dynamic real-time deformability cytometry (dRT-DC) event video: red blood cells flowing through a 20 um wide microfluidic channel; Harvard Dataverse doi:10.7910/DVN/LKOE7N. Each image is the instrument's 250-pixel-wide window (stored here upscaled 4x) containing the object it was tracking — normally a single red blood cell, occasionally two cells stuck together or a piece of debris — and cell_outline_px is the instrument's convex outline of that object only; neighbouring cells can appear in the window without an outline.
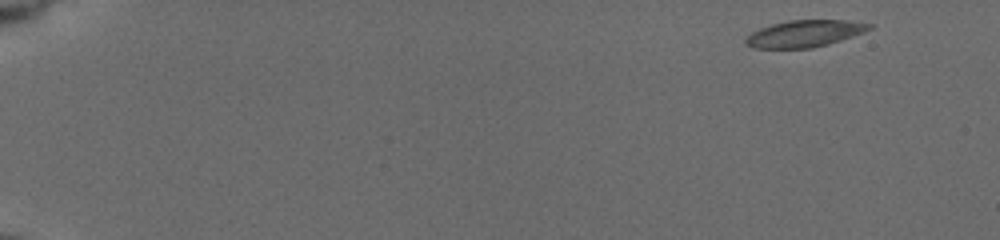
{"species": "common noctule bat (a hibernating species)", "species_latin": "Nyctalus noctula", "temperature_condition": "cold", "stored_images_in_passage": 53, "camera_frame_rate_fps": 3000, "um_per_image_px": 0.085, "animal": {"sex": "female", "body_mass_g": 19.5, "forearm_length_mm": 54.1}, "frame": {"image": 1, "passage_image": 1, "time_ms": 0.0, "image_size_px": [1000, 240], "cell_outline_px": [[876, 24], [872, 28], [864, 32], [828, 44], [812, 48], [752, 48], [744, 44], [744, 40], [752, 32], [760, 28], [772, 24], [788, 20], [848, 20]], "centroid_in_image_um": [68.4, 2.85], "position_along_channel_um": 16.6, "area_um2": 19.42}}
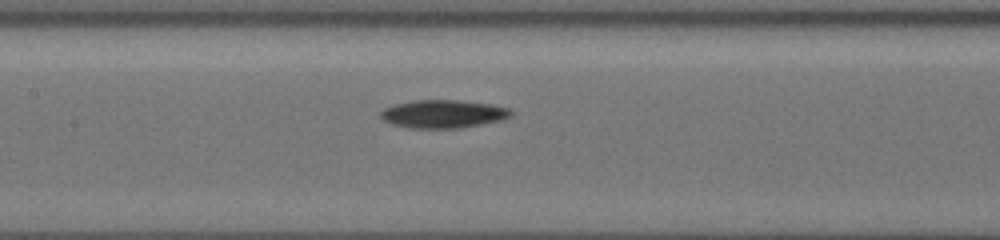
{"frame": {"image": 2, "passage_image": 26, "time_ms": 8.333, "image_size_px": [1000, 240], "cell_outline_px": [[512, 116], [504, 120], [460, 128], [412, 128], [392, 124], [384, 120], [380, 116], [380, 112], [384, 108], [396, 104], [412, 100], [460, 100], [492, 104], [508, 108], [512, 112]], "centroid_in_image_um": [37.7, 9.68], "position_along_channel_um": 169.7, "area_um2": 21.44}}
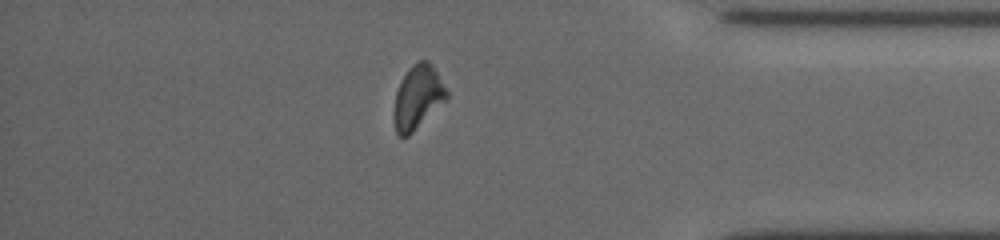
{"frame": {"image": 3, "passage_image": 46, "time_ms": 15.0, "image_size_px": [1000, 240], "cell_outline_px": [[448, 96], [408, 136], [396, 136], [392, 116], [396, 92], [408, 68], [412, 64], [420, 60], [428, 60], [432, 64], [448, 92]], "centroid_in_image_um": [35.46, 8.26], "position_along_channel_um": 399.7, "area_um2": 19.25}}